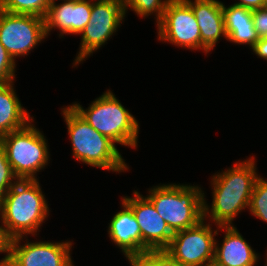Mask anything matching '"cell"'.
Here are the masks:
<instances>
[{
  "instance_id": "6da1fadb",
  "label": "cell",
  "mask_w": 267,
  "mask_h": 266,
  "mask_svg": "<svg viewBox=\"0 0 267 266\" xmlns=\"http://www.w3.org/2000/svg\"><path fill=\"white\" fill-rule=\"evenodd\" d=\"M254 160L251 157L236 162L233 167L213 175V201L211 207L208 206L204 195V220L208 217L217 227L231 226L234 218L249 208L253 187L259 177Z\"/></svg>"
},
{
  "instance_id": "7a4b0ae2",
  "label": "cell",
  "mask_w": 267,
  "mask_h": 266,
  "mask_svg": "<svg viewBox=\"0 0 267 266\" xmlns=\"http://www.w3.org/2000/svg\"><path fill=\"white\" fill-rule=\"evenodd\" d=\"M40 187L38 179L17 180L2 196L0 220L11 239L37 235L49 216L47 200Z\"/></svg>"
},
{
  "instance_id": "3957f363",
  "label": "cell",
  "mask_w": 267,
  "mask_h": 266,
  "mask_svg": "<svg viewBox=\"0 0 267 266\" xmlns=\"http://www.w3.org/2000/svg\"><path fill=\"white\" fill-rule=\"evenodd\" d=\"M61 109L77 161L112 172L129 169L111 139L97 132L71 105Z\"/></svg>"
},
{
  "instance_id": "277c9868",
  "label": "cell",
  "mask_w": 267,
  "mask_h": 266,
  "mask_svg": "<svg viewBox=\"0 0 267 266\" xmlns=\"http://www.w3.org/2000/svg\"><path fill=\"white\" fill-rule=\"evenodd\" d=\"M146 196L173 233L198 225L204 219V193L198 186L163 184Z\"/></svg>"
},
{
  "instance_id": "5b68a950",
  "label": "cell",
  "mask_w": 267,
  "mask_h": 266,
  "mask_svg": "<svg viewBox=\"0 0 267 266\" xmlns=\"http://www.w3.org/2000/svg\"><path fill=\"white\" fill-rule=\"evenodd\" d=\"M71 106L97 132L114 143L134 149L137 147L139 123L112 91L108 90L96 98L88 109L79 103Z\"/></svg>"
},
{
  "instance_id": "8992f818",
  "label": "cell",
  "mask_w": 267,
  "mask_h": 266,
  "mask_svg": "<svg viewBox=\"0 0 267 266\" xmlns=\"http://www.w3.org/2000/svg\"><path fill=\"white\" fill-rule=\"evenodd\" d=\"M31 120L25 127L0 138L15 176L19 180H35L36 173L49 161L46 138Z\"/></svg>"
},
{
  "instance_id": "52a82bcc",
  "label": "cell",
  "mask_w": 267,
  "mask_h": 266,
  "mask_svg": "<svg viewBox=\"0 0 267 266\" xmlns=\"http://www.w3.org/2000/svg\"><path fill=\"white\" fill-rule=\"evenodd\" d=\"M126 16L122 0H93L91 18L81 32V43L73 66L104 45L116 33Z\"/></svg>"
},
{
  "instance_id": "ba28073f",
  "label": "cell",
  "mask_w": 267,
  "mask_h": 266,
  "mask_svg": "<svg viewBox=\"0 0 267 266\" xmlns=\"http://www.w3.org/2000/svg\"><path fill=\"white\" fill-rule=\"evenodd\" d=\"M204 219L196 226L174 233L165 251L181 266H212L217 230ZM214 231V233H213Z\"/></svg>"
},
{
  "instance_id": "9c48e42d",
  "label": "cell",
  "mask_w": 267,
  "mask_h": 266,
  "mask_svg": "<svg viewBox=\"0 0 267 266\" xmlns=\"http://www.w3.org/2000/svg\"><path fill=\"white\" fill-rule=\"evenodd\" d=\"M46 37L44 18L0 9V43L14 61L28 55Z\"/></svg>"
},
{
  "instance_id": "30bf717a",
  "label": "cell",
  "mask_w": 267,
  "mask_h": 266,
  "mask_svg": "<svg viewBox=\"0 0 267 266\" xmlns=\"http://www.w3.org/2000/svg\"><path fill=\"white\" fill-rule=\"evenodd\" d=\"M157 28L160 41L185 49H201L200 28L191 6L185 0H169Z\"/></svg>"
},
{
  "instance_id": "8fae6325",
  "label": "cell",
  "mask_w": 267,
  "mask_h": 266,
  "mask_svg": "<svg viewBox=\"0 0 267 266\" xmlns=\"http://www.w3.org/2000/svg\"><path fill=\"white\" fill-rule=\"evenodd\" d=\"M11 239L7 266H74L70 256L72 242H28ZM20 242V243H19Z\"/></svg>"
},
{
  "instance_id": "7c38bea8",
  "label": "cell",
  "mask_w": 267,
  "mask_h": 266,
  "mask_svg": "<svg viewBox=\"0 0 267 266\" xmlns=\"http://www.w3.org/2000/svg\"><path fill=\"white\" fill-rule=\"evenodd\" d=\"M134 197H122V200L132 209L140 226L143 241V251L165 250L174 235L167 223L156 211L155 206L138 191Z\"/></svg>"
},
{
  "instance_id": "4fadbf2b",
  "label": "cell",
  "mask_w": 267,
  "mask_h": 266,
  "mask_svg": "<svg viewBox=\"0 0 267 266\" xmlns=\"http://www.w3.org/2000/svg\"><path fill=\"white\" fill-rule=\"evenodd\" d=\"M93 0H63L52 2L44 16L46 36L53 29H59V36L81 34L91 18Z\"/></svg>"
},
{
  "instance_id": "5bb4252c",
  "label": "cell",
  "mask_w": 267,
  "mask_h": 266,
  "mask_svg": "<svg viewBox=\"0 0 267 266\" xmlns=\"http://www.w3.org/2000/svg\"><path fill=\"white\" fill-rule=\"evenodd\" d=\"M192 8L201 36V50L205 54L215 47L220 37L227 40L223 16V2L218 0H185Z\"/></svg>"
},
{
  "instance_id": "9a60e30c",
  "label": "cell",
  "mask_w": 267,
  "mask_h": 266,
  "mask_svg": "<svg viewBox=\"0 0 267 266\" xmlns=\"http://www.w3.org/2000/svg\"><path fill=\"white\" fill-rule=\"evenodd\" d=\"M123 210L117 212L108 226L109 238L127 259L139 256L143 251L140 226L132 209L122 200Z\"/></svg>"
},
{
  "instance_id": "2e32d148",
  "label": "cell",
  "mask_w": 267,
  "mask_h": 266,
  "mask_svg": "<svg viewBox=\"0 0 267 266\" xmlns=\"http://www.w3.org/2000/svg\"><path fill=\"white\" fill-rule=\"evenodd\" d=\"M224 230L223 243L215 241V257L212 266H254L259 256L251 248L234 225L219 226Z\"/></svg>"
},
{
  "instance_id": "e0dca14e",
  "label": "cell",
  "mask_w": 267,
  "mask_h": 266,
  "mask_svg": "<svg viewBox=\"0 0 267 266\" xmlns=\"http://www.w3.org/2000/svg\"><path fill=\"white\" fill-rule=\"evenodd\" d=\"M13 85V82L0 83V138L33 120L21 105Z\"/></svg>"
},
{
  "instance_id": "ac0fdd59",
  "label": "cell",
  "mask_w": 267,
  "mask_h": 266,
  "mask_svg": "<svg viewBox=\"0 0 267 266\" xmlns=\"http://www.w3.org/2000/svg\"><path fill=\"white\" fill-rule=\"evenodd\" d=\"M223 16L227 41L247 44L252 48L259 40L253 25L252 10L234 4L226 7L223 4Z\"/></svg>"
},
{
  "instance_id": "d6986e66",
  "label": "cell",
  "mask_w": 267,
  "mask_h": 266,
  "mask_svg": "<svg viewBox=\"0 0 267 266\" xmlns=\"http://www.w3.org/2000/svg\"><path fill=\"white\" fill-rule=\"evenodd\" d=\"M50 4V0H0V9L9 13L44 18Z\"/></svg>"
},
{
  "instance_id": "ffe728a7",
  "label": "cell",
  "mask_w": 267,
  "mask_h": 266,
  "mask_svg": "<svg viewBox=\"0 0 267 266\" xmlns=\"http://www.w3.org/2000/svg\"><path fill=\"white\" fill-rule=\"evenodd\" d=\"M168 1L169 0H122V3L125 14L129 8L138 16L145 18L155 13L156 22L158 23L163 17Z\"/></svg>"
},
{
  "instance_id": "44dd1931",
  "label": "cell",
  "mask_w": 267,
  "mask_h": 266,
  "mask_svg": "<svg viewBox=\"0 0 267 266\" xmlns=\"http://www.w3.org/2000/svg\"><path fill=\"white\" fill-rule=\"evenodd\" d=\"M260 177L255 181L248 209L256 218L267 223V180Z\"/></svg>"
},
{
  "instance_id": "7402d4cb",
  "label": "cell",
  "mask_w": 267,
  "mask_h": 266,
  "mask_svg": "<svg viewBox=\"0 0 267 266\" xmlns=\"http://www.w3.org/2000/svg\"><path fill=\"white\" fill-rule=\"evenodd\" d=\"M127 260L131 266H181L165 250L146 251Z\"/></svg>"
},
{
  "instance_id": "603a6c76",
  "label": "cell",
  "mask_w": 267,
  "mask_h": 266,
  "mask_svg": "<svg viewBox=\"0 0 267 266\" xmlns=\"http://www.w3.org/2000/svg\"><path fill=\"white\" fill-rule=\"evenodd\" d=\"M15 180V181H14ZM19 180L9 164L5 148L0 141V194L3 196Z\"/></svg>"
},
{
  "instance_id": "cb8c5ba5",
  "label": "cell",
  "mask_w": 267,
  "mask_h": 266,
  "mask_svg": "<svg viewBox=\"0 0 267 266\" xmlns=\"http://www.w3.org/2000/svg\"><path fill=\"white\" fill-rule=\"evenodd\" d=\"M16 64L14 59L0 43V83L13 82Z\"/></svg>"
},
{
  "instance_id": "d4e9b609",
  "label": "cell",
  "mask_w": 267,
  "mask_h": 266,
  "mask_svg": "<svg viewBox=\"0 0 267 266\" xmlns=\"http://www.w3.org/2000/svg\"><path fill=\"white\" fill-rule=\"evenodd\" d=\"M252 20L259 39L267 37V6L252 10Z\"/></svg>"
},
{
  "instance_id": "484cf974",
  "label": "cell",
  "mask_w": 267,
  "mask_h": 266,
  "mask_svg": "<svg viewBox=\"0 0 267 266\" xmlns=\"http://www.w3.org/2000/svg\"><path fill=\"white\" fill-rule=\"evenodd\" d=\"M11 238L7 235L4 226H0V253H7L4 258L0 260V266H7L9 259Z\"/></svg>"
},
{
  "instance_id": "4316f807",
  "label": "cell",
  "mask_w": 267,
  "mask_h": 266,
  "mask_svg": "<svg viewBox=\"0 0 267 266\" xmlns=\"http://www.w3.org/2000/svg\"><path fill=\"white\" fill-rule=\"evenodd\" d=\"M251 49L258 57L267 60V37L260 38Z\"/></svg>"
},
{
  "instance_id": "83f0119b",
  "label": "cell",
  "mask_w": 267,
  "mask_h": 266,
  "mask_svg": "<svg viewBox=\"0 0 267 266\" xmlns=\"http://www.w3.org/2000/svg\"><path fill=\"white\" fill-rule=\"evenodd\" d=\"M234 5L245 7L249 10H256L267 6V0H240L234 3Z\"/></svg>"
},
{
  "instance_id": "f1b7e54d",
  "label": "cell",
  "mask_w": 267,
  "mask_h": 266,
  "mask_svg": "<svg viewBox=\"0 0 267 266\" xmlns=\"http://www.w3.org/2000/svg\"><path fill=\"white\" fill-rule=\"evenodd\" d=\"M2 195L0 194V212H1Z\"/></svg>"
}]
</instances>
